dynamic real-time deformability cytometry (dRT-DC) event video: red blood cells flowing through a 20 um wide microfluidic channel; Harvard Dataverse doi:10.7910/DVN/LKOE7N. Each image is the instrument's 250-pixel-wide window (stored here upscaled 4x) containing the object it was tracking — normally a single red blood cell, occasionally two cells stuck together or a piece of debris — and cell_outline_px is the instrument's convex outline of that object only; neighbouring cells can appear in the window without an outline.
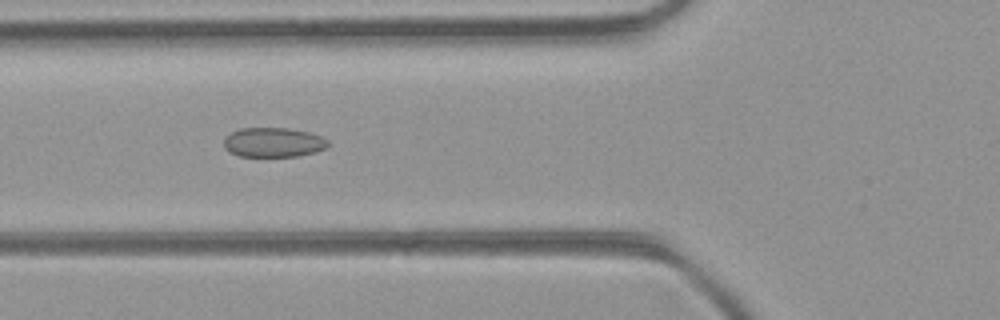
{"species": "common noctule bat (a hibernating species)", "species_latin": "Nyctalus noctula", "temperature_condition": "room temperature", "stored_images_in_passage": 6, "camera_frame_rate_fps": 3000, "um_per_image_px": 0.085, "animal": {"sex": "female", "body_mass_g": 21.9}, "frame": {"image": 1, "passage_image": 4, "time_ms": 1.0, "image_size_px": [1000, 320], "cell_outline_px": [[328, 148], [316, 152], [296, 156], [240, 156], [224, 148], [224, 140], [232, 132], [240, 128], [288, 128], [308, 132], [320, 136], [328, 140]], "centroid_in_image_um": [23.27, 12.1], "position_along_channel_um": 102.5, "area_um2": 17.8}}
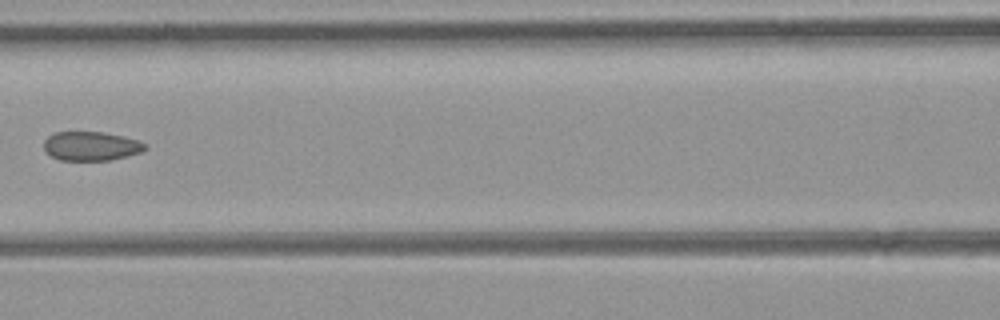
{"frame": {"image": 2, "passage_image": 5, "time_ms": 1.333, "image_size_px": [1000, 320], "cell_outline_px": [[148, 148], [140, 152], [128, 156], [112, 160], [60, 160], [52, 156], [44, 148], [44, 140], [48, 136], [56, 132], [104, 132], [124, 136], [136, 140], [144, 144]], "centroid_in_image_um": [7.75, 12.41], "position_along_channel_um": 158.9, "area_um2": 17.05}}
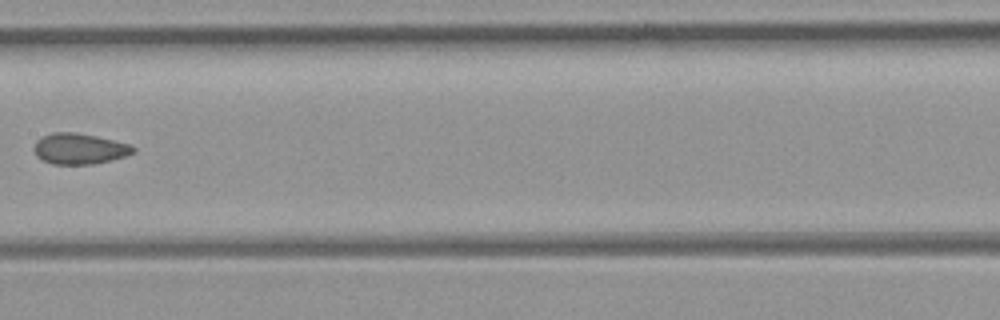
{"frame": {"image": 3, "passage_image": 6, "time_ms": 1.667, "image_size_px": [1000, 320], "cell_outline_px": [[136, 152], [112, 160], [92, 164], [52, 164], [36, 156], [32, 148], [36, 140], [52, 132], [72, 132], [96, 136], [132, 144], [136, 148]], "centroid_in_image_um": [6.76, 12.64], "position_along_channel_um": 200.6, "area_um2": 17.92}}